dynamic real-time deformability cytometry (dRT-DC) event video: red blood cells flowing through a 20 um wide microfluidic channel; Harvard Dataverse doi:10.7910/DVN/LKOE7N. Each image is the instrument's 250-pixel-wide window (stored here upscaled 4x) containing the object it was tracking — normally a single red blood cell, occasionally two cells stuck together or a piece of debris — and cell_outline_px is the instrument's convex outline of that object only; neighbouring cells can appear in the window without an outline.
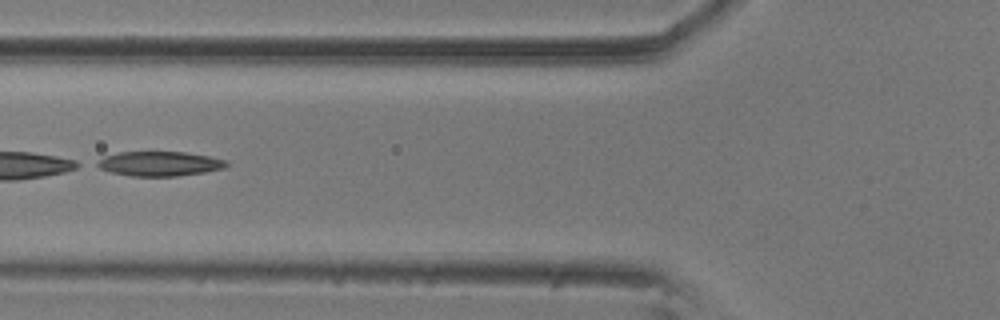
{"species": "common noctule bat (a hibernating species)", "species_latin": "Nyctalus noctula", "temperature_condition": "room temperature", "stored_images_in_passage": 18, "camera_frame_rate_fps": 3000, "um_per_image_px": 0.085, "animal": {"sex": "male", "body_mass_g": 20.5, "forearm_length_mm": 52.5}, "frame": {"image": 1, "passage_image": 16, "time_ms": 5.0, "image_size_px": [1000, 320], "cell_outline_px": [[228, 164], [224, 168], [204, 172], [176, 176], [132, 176], [112, 172], [100, 168], [92, 164], [96, 160], [104, 156], [120, 152], [184, 152], [208, 156], [228, 160]], "centroid_in_image_um": [13.52, 13.91], "position_along_channel_um": 112.3, "area_um2": 18.55}}